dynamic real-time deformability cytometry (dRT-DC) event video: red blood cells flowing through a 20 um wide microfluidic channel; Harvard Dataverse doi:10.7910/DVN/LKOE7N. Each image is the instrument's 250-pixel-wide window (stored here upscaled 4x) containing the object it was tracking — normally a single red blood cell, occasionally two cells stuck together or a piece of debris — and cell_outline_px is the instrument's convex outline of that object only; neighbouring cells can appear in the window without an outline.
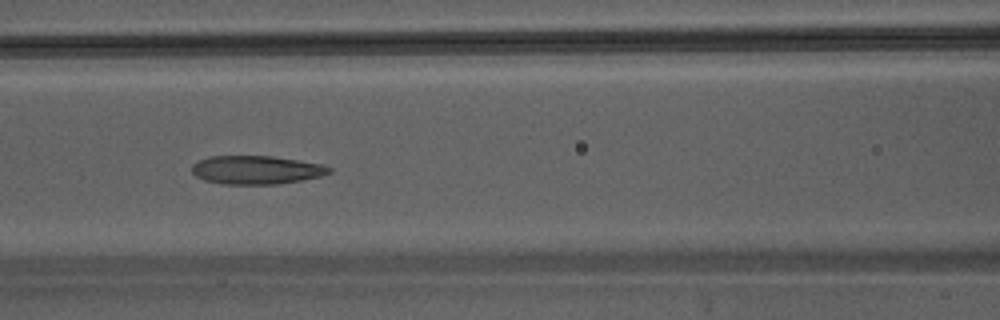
{"species": "Egyptian fruit bat (a non-hibernating species)", "species_latin": "Rousettus aegyptiacus", "temperature_condition": "warm", "stored_images_in_passage": 32, "camera_frame_rate_fps": 3000, "um_per_image_px": 0.085, "animal": {"sex": "male"}, "frame": {"image": 1, "passage_image": 13, "time_ms": 4.0, "image_size_px": [1000, 320], "cell_outline_px": [[332, 172], [320, 176], [280, 184], [220, 184], [204, 180], [196, 176], [192, 172], [192, 164], [196, 160], [208, 156], [272, 156], [320, 164], [332, 168]], "centroid_in_image_um": [21.73, 14.44], "position_along_channel_um": 144.9, "area_um2": 22.83}}
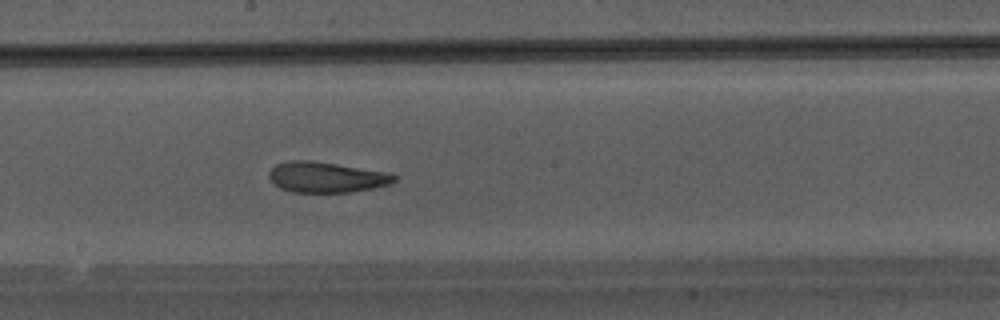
{"frame": {"image": 2, "passage_image": 18, "time_ms": 5.667, "image_size_px": [1000, 320], "cell_outline_px": [[396, 180], [388, 184], [372, 188], [348, 192], [292, 192], [280, 188], [268, 176], [268, 172], [276, 164], [288, 160], [312, 160], [388, 172], [396, 176]], "centroid_in_image_um": [27.71, 15.05], "position_along_channel_um": 220.5, "area_um2": 22.2}}
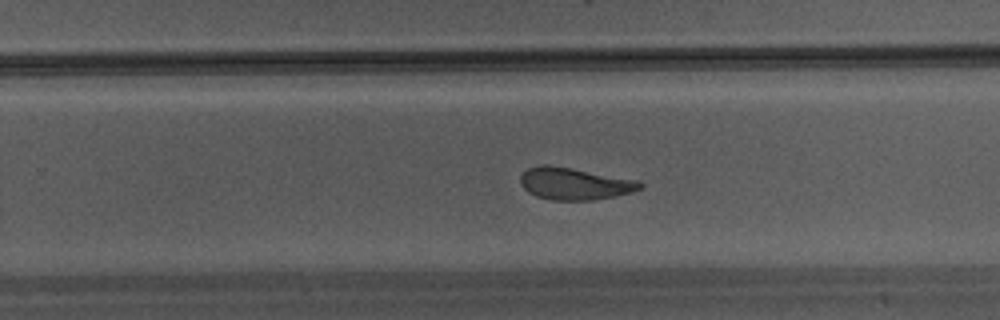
{"frame": {"image": 3, "passage_image": 22, "time_ms": 7.0, "image_size_px": [1000, 320], "cell_outline_px": [[644, 188], [632, 192], [592, 200], [552, 200], [536, 196], [528, 192], [520, 184], [520, 176], [528, 168], [540, 164], [548, 164], [572, 168], [636, 180], [644, 184]], "centroid_in_image_um": [48.81, 15.61], "position_along_channel_um": 281.0, "area_um2": 22.31}}